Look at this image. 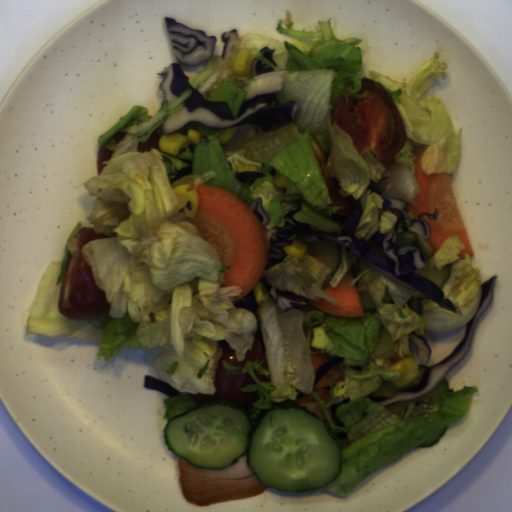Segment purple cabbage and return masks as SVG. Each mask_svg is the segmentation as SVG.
<instances>
[{
  "label": "purple cabbage",
  "mask_w": 512,
  "mask_h": 512,
  "mask_svg": "<svg viewBox=\"0 0 512 512\" xmlns=\"http://www.w3.org/2000/svg\"><path fill=\"white\" fill-rule=\"evenodd\" d=\"M269 294L277 304V309L287 310L288 308L300 307L307 305L305 298L293 292L281 291L276 286L269 289Z\"/></svg>",
  "instance_id": "5"
},
{
  "label": "purple cabbage",
  "mask_w": 512,
  "mask_h": 512,
  "mask_svg": "<svg viewBox=\"0 0 512 512\" xmlns=\"http://www.w3.org/2000/svg\"><path fill=\"white\" fill-rule=\"evenodd\" d=\"M379 197L383 200L382 209L393 213L396 216V222L386 233H380V221L377 222L363 239L356 236L363 214L361 211L355 210L349 214L332 212L329 218L341 228L336 232H311L310 224L294 219V215L301 212V208L288 211L284 216V225L276 227V240L272 238L270 240L271 246L266 254L264 269L282 263L287 255L284 246H292L294 240H301L308 245L324 239H331L351 249L353 279L357 278L356 256H358L388 278L416 291H421L443 309L457 313L456 306L448 298H445L441 287L416 272L419 269H424L426 265V256L419 247L410 245L394 248L400 224L404 232L416 233L430 240L432 229L424 216L438 221L439 210H435L434 213L422 212L418 215V219L410 220L406 212L407 202L405 200L383 194H380Z\"/></svg>",
  "instance_id": "1"
},
{
  "label": "purple cabbage",
  "mask_w": 512,
  "mask_h": 512,
  "mask_svg": "<svg viewBox=\"0 0 512 512\" xmlns=\"http://www.w3.org/2000/svg\"><path fill=\"white\" fill-rule=\"evenodd\" d=\"M497 277V275H493L491 278L481 284L479 304L474 315L466 323V333L462 342L458 344L452 350V352L441 362L428 367L416 386H409L392 397L373 395L368 397L376 402L379 406H384L387 408L391 405L409 403L431 392L442 381V379L469 353L475 328L480 318L483 316L493 301L494 288Z\"/></svg>",
  "instance_id": "3"
},
{
  "label": "purple cabbage",
  "mask_w": 512,
  "mask_h": 512,
  "mask_svg": "<svg viewBox=\"0 0 512 512\" xmlns=\"http://www.w3.org/2000/svg\"><path fill=\"white\" fill-rule=\"evenodd\" d=\"M259 305L260 304H257L256 299H255L254 287H252L250 289V291L245 296H243L242 298H240L239 300L234 302L235 308H242V309L250 311L251 313H253L255 315L257 320H258L257 311H258Z\"/></svg>",
  "instance_id": "9"
},
{
  "label": "purple cabbage",
  "mask_w": 512,
  "mask_h": 512,
  "mask_svg": "<svg viewBox=\"0 0 512 512\" xmlns=\"http://www.w3.org/2000/svg\"><path fill=\"white\" fill-rule=\"evenodd\" d=\"M222 40L225 42L223 50V60H225L231 53L233 43L238 40V30L233 29L222 34Z\"/></svg>",
  "instance_id": "11"
},
{
  "label": "purple cabbage",
  "mask_w": 512,
  "mask_h": 512,
  "mask_svg": "<svg viewBox=\"0 0 512 512\" xmlns=\"http://www.w3.org/2000/svg\"><path fill=\"white\" fill-rule=\"evenodd\" d=\"M143 387L155 389L157 391H160L167 395L169 398H172L174 396H177L180 394L176 389H174L171 385H169L167 382H164L158 378L146 375L143 379Z\"/></svg>",
  "instance_id": "7"
},
{
  "label": "purple cabbage",
  "mask_w": 512,
  "mask_h": 512,
  "mask_svg": "<svg viewBox=\"0 0 512 512\" xmlns=\"http://www.w3.org/2000/svg\"><path fill=\"white\" fill-rule=\"evenodd\" d=\"M345 358H341L339 356H333L331 357L330 359H328L327 361H325L324 363H322L315 371H314V375H315V380H314V385H317L322 379L323 377L335 366L337 365L338 363H340L342 360H344Z\"/></svg>",
  "instance_id": "10"
},
{
  "label": "purple cabbage",
  "mask_w": 512,
  "mask_h": 512,
  "mask_svg": "<svg viewBox=\"0 0 512 512\" xmlns=\"http://www.w3.org/2000/svg\"><path fill=\"white\" fill-rule=\"evenodd\" d=\"M408 308L422 317L424 306L422 299H416L413 296L407 299Z\"/></svg>",
  "instance_id": "14"
},
{
  "label": "purple cabbage",
  "mask_w": 512,
  "mask_h": 512,
  "mask_svg": "<svg viewBox=\"0 0 512 512\" xmlns=\"http://www.w3.org/2000/svg\"><path fill=\"white\" fill-rule=\"evenodd\" d=\"M350 398H346L344 399L343 401L339 402V403H335V404H331L330 406V411H331V418L333 419L334 421V426L336 427H345V424L344 422H342L336 415V410L337 408L343 404V403H346V402H350Z\"/></svg>",
  "instance_id": "15"
},
{
  "label": "purple cabbage",
  "mask_w": 512,
  "mask_h": 512,
  "mask_svg": "<svg viewBox=\"0 0 512 512\" xmlns=\"http://www.w3.org/2000/svg\"><path fill=\"white\" fill-rule=\"evenodd\" d=\"M234 176L236 180L243 183H246L248 179L265 178V174L258 171H236Z\"/></svg>",
  "instance_id": "13"
},
{
  "label": "purple cabbage",
  "mask_w": 512,
  "mask_h": 512,
  "mask_svg": "<svg viewBox=\"0 0 512 512\" xmlns=\"http://www.w3.org/2000/svg\"><path fill=\"white\" fill-rule=\"evenodd\" d=\"M173 53L180 64L199 66L214 57L217 37L207 36L203 30L190 29L173 18L165 17Z\"/></svg>",
  "instance_id": "4"
},
{
  "label": "purple cabbage",
  "mask_w": 512,
  "mask_h": 512,
  "mask_svg": "<svg viewBox=\"0 0 512 512\" xmlns=\"http://www.w3.org/2000/svg\"><path fill=\"white\" fill-rule=\"evenodd\" d=\"M266 65L267 64H262L261 60L253 56L250 68L252 79L257 75H261L266 72H274L273 67H266Z\"/></svg>",
  "instance_id": "12"
},
{
  "label": "purple cabbage",
  "mask_w": 512,
  "mask_h": 512,
  "mask_svg": "<svg viewBox=\"0 0 512 512\" xmlns=\"http://www.w3.org/2000/svg\"><path fill=\"white\" fill-rule=\"evenodd\" d=\"M274 51L275 49H270L268 46H265L259 52L267 61H269L272 65H274L277 68L278 65L273 57Z\"/></svg>",
  "instance_id": "16"
},
{
  "label": "purple cabbage",
  "mask_w": 512,
  "mask_h": 512,
  "mask_svg": "<svg viewBox=\"0 0 512 512\" xmlns=\"http://www.w3.org/2000/svg\"><path fill=\"white\" fill-rule=\"evenodd\" d=\"M164 75L159 89L163 92V101L171 103L186 90L191 94L183 102V107L173 115L167 116L162 123V133L172 134L190 122H199L213 129H227L241 125L253 126L256 134L271 132L272 127L294 122L298 111L297 101L279 104L274 93L246 98L238 106L236 116L227 101H209L189 82L179 63L169 64L162 72Z\"/></svg>",
  "instance_id": "2"
},
{
  "label": "purple cabbage",
  "mask_w": 512,
  "mask_h": 512,
  "mask_svg": "<svg viewBox=\"0 0 512 512\" xmlns=\"http://www.w3.org/2000/svg\"><path fill=\"white\" fill-rule=\"evenodd\" d=\"M408 338L410 343L417 347L418 353L414 352L412 355L415 361L418 362V365H425L429 363L432 355V348L428 340L413 331L409 333Z\"/></svg>",
  "instance_id": "6"
},
{
  "label": "purple cabbage",
  "mask_w": 512,
  "mask_h": 512,
  "mask_svg": "<svg viewBox=\"0 0 512 512\" xmlns=\"http://www.w3.org/2000/svg\"><path fill=\"white\" fill-rule=\"evenodd\" d=\"M253 215L257 218L261 228L266 227L270 221L269 215L263 207V199L262 197L251 200L250 203L246 206Z\"/></svg>",
  "instance_id": "8"
}]
</instances>
